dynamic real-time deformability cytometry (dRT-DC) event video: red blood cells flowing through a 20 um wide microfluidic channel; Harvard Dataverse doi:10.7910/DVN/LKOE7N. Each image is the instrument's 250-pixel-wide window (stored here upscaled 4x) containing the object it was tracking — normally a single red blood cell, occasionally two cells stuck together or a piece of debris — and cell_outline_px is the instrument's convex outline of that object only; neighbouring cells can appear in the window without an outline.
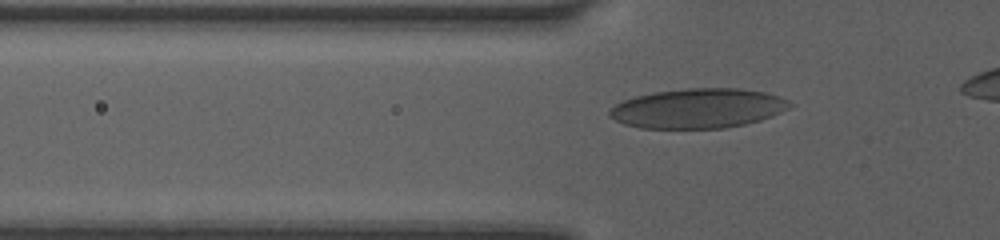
{"species": "human", "species_latin": "Homo sapiens", "temperature_condition": "room temperature", "stored_images_in_passage": 51, "camera_frame_rate_fps": 3000, "um_per_image_px": 0.085, "donor": {"sex": "female"}, "frame": {"image": 1, "passage_image": 8, "time_ms": 1.667, "image_size_px": [1000, 240], "cell_outline_px": [[796, 104], [772, 116], [760, 120], [744, 124], [724, 128], [640, 128], [624, 124], [608, 116], [608, 112], [616, 104], [624, 100], [636, 96], [652, 92], [684, 88], [740, 88], [768, 92], [780, 96]], "centroid_in_image_um": [59.36, 9.2], "position_along_channel_um": 66.4, "area_um2": 41.91}}
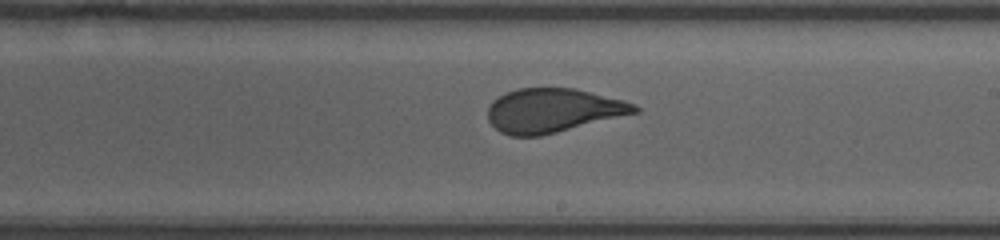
{"frame": {"image": 2, "passage_image": 28, "time_ms": 6.0, "image_size_px": [1000, 240], "cell_outline_px": [[640, 112], [540, 136], [508, 136], [500, 132], [488, 120], [488, 108], [492, 100], [516, 88], [576, 88], [624, 100], [636, 104], [640, 108]], "centroid_in_image_um": [47.01, 9.39], "position_along_channel_um": 242.0, "area_um2": 37.74}}
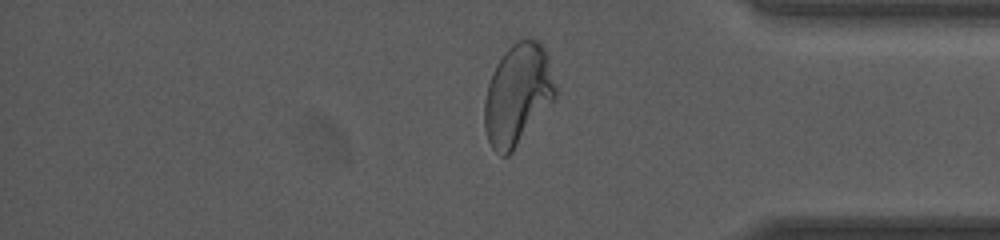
{"frame": {"image": 3, "passage_image": 46, "time_ms": 10.0, "image_size_px": [1000, 240], "cell_outline_px": [[556, 96], [512, 152], [508, 156], [500, 156], [492, 148], [488, 140], [484, 128], [484, 100], [488, 84], [492, 72], [496, 64], [504, 52], [516, 40], [524, 36], [536, 40], [548, 52], [556, 88]], "centroid_in_image_um": [43.99, 8.0], "position_along_channel_um": 391.2, "area_um2": 41.96}}